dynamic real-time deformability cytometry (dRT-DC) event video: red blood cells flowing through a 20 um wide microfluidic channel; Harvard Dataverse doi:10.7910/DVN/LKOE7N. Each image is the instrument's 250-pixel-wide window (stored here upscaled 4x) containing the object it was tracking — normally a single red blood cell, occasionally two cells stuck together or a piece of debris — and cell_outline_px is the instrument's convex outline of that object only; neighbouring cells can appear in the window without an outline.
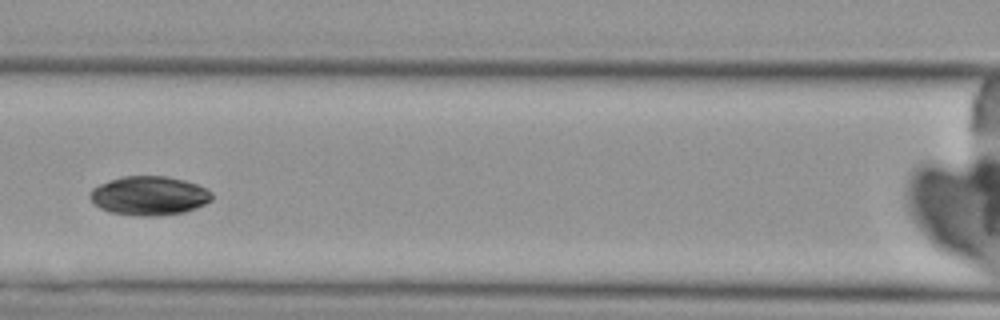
{"species": "Egyptian fruit bat (a non-hibernating species)", "species_latin": "Rousettus aegyptiacus", "temperature_condition": "cold", "stored_images_in_passage": 4, "camera_frame_rate_fps": 3000, "um_per_image_px": 0.085, "animal": {"sex": "female"}, "frame": {"image": 1, "passage_image": 4, "time_ms": 3.333, "image_size_px": [1000, 320], "cell_outline_px": [[212, 200], [196, 208], [184, 212], [160, 216], [136, 216], [108, 212], [100, 208], [88, 196], [92, 188], [108, 180], [124, 176], [168, 176], [184, 180], [196, 184], [212, 192]], "centroid_in_image_um": [12.66, 16.64], "position_along_channel_um": 153.9, "area_um2": 27.86}}